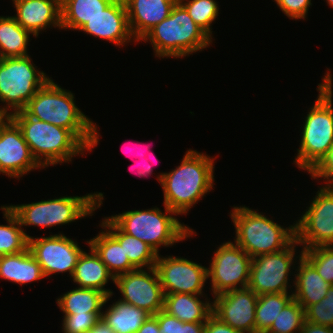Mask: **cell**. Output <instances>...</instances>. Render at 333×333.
Wrapping results in <instances>:
<instances>
[{"label": "cell", "instance_id": "obj_48", "mask_svg": "<svg viewBox=\"0 0 333 333\" xmlns=\"http://www.w3.org/2000/svg\"><path fill=\"white\" fill-rule=\"evenodd\" d=\"M141 146H142V145H141ZM147 150H149V151L151 150V147L148 146V145H147ZM147 150H146V151H147ZM140 151H141V150H140ZM136 152H137V151H136ZM142 152H143V151H142ZM142 152L139 153V154H138V152H137L136 155L134 154V155L136 156V159H137L138 157H140V156L143 154ZM147 153H148V152H147ZM149 153H150V152H149ZM129 155H130V154H129Z\"/></svg>", "mask_w": 333, "mask_h": 333}, {"label": "cell", "instance_id": "obj_17", "mask_svg": "<svg viewBox=\"0 0 333 333\" xmlns=\"http://www.w3.org/2000/svg\"><path fill=\"white\" fill-rule=\"evenodd\" d=\"M212 314L243 333H255L258 295L250 288L231 290L214 296Z\"/></svg>", "mask_w": 333, "mask_h": 333}, {"label": "cell", "instance_id": "obj_29", "mask_svg": "<svg viewBox=\"0 0 333 333\" xmlns=\"http://www.w3.org/2000/svg\"><path fill=\"white\" fill-rule=\"evenodd\" d=\"M114 0H61V29L79 30Z\"/></svg>", "mask_w": 333, "mask_h": 333}, {"label": "cell", "instance_id": "obj_13", "mask_svg": "<svg viewBox=\"0 0 333 333\" xmlns=\"http://www.w3.org/2000/svg\"><path fill=\"white\" fill-rule=\"evenodd\" d=\"M155 263L164 294L187 293L203 296L208 268L181 257H163ZM162 257V258H161Z\"/></svg>", "mask_w": 333, "mask_h": 333}, {"label": "cell", "instance_id": "obj_26", "mask_svg": "<svg viewBox=\"0 0 333 333\" xmlns=\"http://www.w3.org/2000/svg\"><path fill=\"white\" fill-rule=\"evenodd\" d=\"M108 271L114 276L131 272L136 268L130 263L120 243L106 230L87 241Z\"/></svg>", "mask_w": 333, "mask_h": 333}, {"label": "cell", "instance_id": "obj_10", "mask_svg": "<svg viewBox=\"0 0 333 333\" xmlns=\"http://www.w3.org/2000/svg\"><path fill=\"white\" fill-rule=\"evenodd\" d=\"M319 189L307 211L294 223L295 240L303 249L333 246V186Z\"/></svg>", "mask_w": 333, "mask_h": 333}, {"label": "cell", "instance_id": "obj_21", "mask_svg": "<svg viewBox=\"0 0 333 333\" xmlns=\"http://www.w3.org/2000/svg\"><path fill=\"white\" fill-rule=\"evenodd\" d=\"M299 254V266L297 274H295L294 288L292 291L293 299H295L304 310L310 305L318 303L327 294L330 284H328L317 272L315 267L302 255Z\"/></svg>", "mask_w": 333, "mask_h": 333}, {"label": "cell", "instance_id": "obj_42", "mask_svg": "<svg viewBox=\"0 0 333 333\" xmlns=\"http://www.w3.org/2000/svg\"><path fill=\"white\" fill-rule=\"evenodd\" d=\"M300 333H333V328L304 321Z\"/></svg>", "mask_w": 333, "mask_h": 333}, {"label": "cell", "instance_id": "obj_33", "mask_svg": "<svg viewBox=\"0 0 333 333\" xmlns=\"http://www.w3.org/2000/svg\"><path fill=\"white\" fill-rule=\"evenodd\" d=\"M305 321V310L292 299L279 313L266 333H300Z\"/></svg>", "mask_w": 333, "mask_h": 333}, {"label": "cell", "instance_id": "obj_6", "mask_svg": "<svg viewBox=\"0 0 333 333\" xmlns=\"http://www.w3.org/2000/svg\"><path fill=\"white\" fill-rule=\"evenodd\" d=\"M231 212L236 233L234 243L252 258L282 251L295 240V224L281 227L263 213L245 206H234Z\"/></svg>", "mask_w": 333, "mask_h": 333}, {"label": "cell", "instance_id": "obj_41", "mask_svg": "<svg viewBox=\"0 0 333 333\" xmlns=\"http://www.w3.org/2000/svg\"><path fill=\"white\" fill-rule=\"evenodd\" d=\"M204 333H243L221 322L213 314L205 322Z\"/></svg>", "mask_w": 333, "mask_h": 333}, {"label": "cell", "instance_id": "obj_43", "mask_svg": "<svg viewBox=\"0 0 333 333\" xmlns=\"http://www.w3.org/2000/svg\"><path fill=\"white\" fill-rule=\"evenodd\" d=\"M149 157L151 156H153L154 157V155H152L151 153H149V155H148ZM139 158H141L142 160L141 161H144L143 163L144 164H138L139 166V168L136 170L137 172V174H138V176L139 177H147V176H149V175H151L152 174V172H153V167H152V165H151V163H150V160L148 161V157H147V155L145 154L144 155V153L139 157ZM132 169L134 170V168L132 167ZM136 169V168H135Z\"/></svg>", "mask_w": 333, "mask_h": 333}, {"label": "cell", "instance_id": "obj_5", "mask_svg": "<svg viewBox=\"0 0 333 333\" xmlns=\"http://www.w3.org/2000/svg\"><path fill=\"white\" fill-rule=\"evenodd\" d=\"M140 41L151 42L155 57H186L202 51L212 39L195 24L185 7L176 3L170 15Z\"/></svg>", "mask_w": 333, "mask_h": 333}, {"label": "cell", "instance_id": "obj_49", "mask_svg": "<svg viewBox=\"0 0 333 333\" xmlns=\"http://www.w3.org/2000/svg\"><path fill=\"white\" fill-rule=\"evenodd\" d=\"M327 4L333 8V0H326Z\"/></svg>", "mask_w": 333, "mask_h": 333}, {"label": "cell", "instance_id": "obj_18", "mask_svg": "<svg viewBox=\"0 0 333 333\" xmlns=\"http://www.w3.org/2000/svg\"><path fill=\"white\" fill-rule=\"evenodd\" d=\"M96 38L110 41L116 46L135 41L128 25L126 6L123 0H114L103 12L85 23L79 31Z\"/></svg>", "mask_w": 333, "mask_h": 333}, {"label": "cell", "instance_id": "obj_8", "mask_svg": "<svg viewBox=\"0 0 333 333\" xmlns=\"http://www.w3.org/2000/svg\"><path fill=\"white\" fill-rule=\"evenodd\" d=\"M103 193L85 196H63L31 204L9 205L21 226L54 227L65 225L81 218L92 216L101 207Z\"/></svg>", "mask_w": 333, "mask_h": 333}, {"label": "cell", "instance_id": "obj_16", "mask_svg": "<svg viewBox=\"0 0 333 333\" xmlns=\"http://www.w3.org/2000/svg\"><path fill=\"white\" fill-rule=\"evenodd\" d=\"M42 167L33 157L21 129L8 117L0 126V173L19 179Z\"/></svg>", "mask_w": 333, "mask_h": 333}, {"label": "cell", "instance_id": "obj_40", "mask_svg": "<svg viewBox=\"0 0 333 333\" xmlns=\"http://www.w3.org/2000/svg\"><path fill=\"white\" fill-rule=\"evenodd\" d=\"M159 324L161 333H181V321L164 310L153 315Z\"/></svg>", "mask_w": 333, "mask_h": 333}, {"label": "cell", "instance_id": "obj_46", "mask_svg": "<svg viewBox=\"0 0 333 333\" xmlns=\"http://www.w3.org/2000/svg\"><path fill=\"white\" fill-rule=\"evenodd\" d=\"M88 333H114V332L102 319H100Z\"/></svg>", "mask_w": 333, "mask_h": 333}, {"label": "cell", "instance_id": "obj_47", "mask_svg": "<svg viewBox=\"0 0 333 333\" xmlns=\"http://www.w3.org/2000/svg\"><path fill=\"white\" fill-rule=\"evenodd\" d=\"M8 117H9L8 115L4 114L3 112H0V126Z\"/></svg>", "mask_w": 333, "mask_h": 333}, {"label": "cell", "instance_id": "obj_35", "mask_svg": "<svg viewBox=\"0 0 333 333\" xmlns=\"http://www.w3.org/2000/svg\"><path fill=\"white\" fill-rule=\"evenodd\" d=\"M302 255L328 284L333 285V246L303 249Z\"/></svg>", "mask_w": 333, "mask_h": 333}, {"label": "cell", "instance_id": "obj_14", "mask_svg": "<svg viewBox=\"0 0 333 333\" xmlns=\"http://www.w3.org/2000/svg\"><path fill=\"white\" fill-rule=\"evenodd\" d=\"M28 248L40 264L45 277L65 272H69L72 277L77 260L83 252L77 242L62 233L41 238L31 236Z\"/></svg>", "mask_w": 333, "mask_h": 333}, {"label": "cell", "instance_id": "obj_22", "mask_svg": "<svg viewBox=\"0 0 333 333\" xmlns=\"http://www.w3.org/2000/svg\"><path fill=\"white\" fill-rule=\"evenodd\" d=\"M109 279L114 283V276L91 247L90 253L83 251L80 254L72 276L79 288L97 289L108 296L113 294L110 289L104 288Z\"/></svg>", "mask_w": 333, "mask_h": 333}, {"label": "cell", "instance_id": "obj_38", "mask_svg": "<svg viewBox=\"0 0 333 333\" xmlns=\"http://www.w3.org/2000/svg\"><path fill=\"white\" fill-rule=\"evenodd\" d=\"M282 12L290 19H305L311 0H274Z\"/></svg>", "mask_w": 333, "mask_h": 333}, {"label": "cell", "instance_id": "obj_3", "mask_svg": "<svg viewBox=\"0 0 333 333\" xmlns=\"http://www.w3.org/2000/svg\"><path fill=\"white\" fill-rule=\"evenodd\" d=\"M9 117L21 129L33 157L43 168L71 162L73 156L91 151L71 130L30 117L24 110Z\"/></svg>", "mask_w": 333, "mask_h": 333}, {"label": "cell", "instance_id": "obj_31", "mask_svg": "<svg viewBox=\"0 0 333 333\" xmlns=\"http://www.w3.org/2000/svg\"><path fill=\"white\" fill-rule=\"evenodd\" d=\"M8 225H0V256L23 252L31 237L21 228L17 216L7 206H1Z\"/></svg>", "mask_w": 333, "mask_h": 333}, {"label": "cell", "instance_id": "obj_1", "mask_svg": "<svg viewBox=\"0 0 333 333\" xmlns=\"http://www.w3.org/2000/svg\"><path fill=\"white\" fill-rule=\"evenodd\" d=\"M213 159L189 149L176 169L157 176L163 188L164 205L177 215L186 214L210 192L214 185Z\"/></svg>", "mask_w": 333, "mask_h": 333}, {"label": "cell", "instance_id": "obj_24", "mask_svg": "<svg viewBox=\"0 0 333 333\" xmlns=\"http://www.w3.org/2000/svg\"><path fill=\"white\" fill-rule=\"evenodd\" d=\"M0 277L23 285L45 276L40 264L27 248L23 252L0 256Z\"/></svg>", "mask_w": 333, "mask_h": 333}, {"label": "cell", "instance_id": "obj_4", "mask_svg": "<svg viewBox=\"0 0 333 333\" xmlns=\"http://www.w3.org/2000/svg\"><path fill=\"white\" fill-rule=\"evenodd\" d=\"M318 84L319 95L308 111L301 132L295 165L309 173L333 145L332 76L326 73Z\"/></svg>", "mask_w": 333, "mask_h": 333}, {"label": "cell", "instance_id": "obj_11", "mask_svg": "<svg viewBox=\"0 0 333 333\" xmlns=\"http://www.w3.org/2000/svg\"><path fill=\"white\" fill-rule=\"evenodd\" d=\"M217 248L211 259L210 267H208L212 295L247 288L252 257L240 246L230 241Z\"/></svg>", "mask_w": 333, "mask_h": 333}, {"label": "cell", "instance_id": "obj_37", "mask_svg": "<svg viewBox=\"0 0 333 333\" xmlns=\"http://www.w3.org/2000/svg\"><path fill=\"white\" fill-rule=\"evenodd\" d=\"M102 313H85L64 315V333H88L94 325L101 319Z\"/></svg>", "mask_w": 333, "mask_h": 333}, {"label": "cell", "instance_id": "obj_23", "mask_svg": "<svg viewBox=\"0 0 333 333\" xmlns=\"http://www.w3.org/2000/svg\"><path fill=\"white\" fill-rule=\"evenodd\" d=\"M196 294H164V311L182 322H206L212 315L213 303L201 301Z\"/></svg>", "mask_w": 333, "mask_h": 333}, {"label": "cell", "instance_id": "obj_39", "mask_svg": "<svg viewBox=\"0 0 333 333\" xmlns=\"http://www.w3.org/2000/svg\"><path fill=\"white\" fill-rule=\"evenodd\" d=\"M309 174L313 179L327 180L326 186H333V145Z\"/></svg>", "mask_w": 333, "mask_h": 333}, {"label": "cell", "instance_id": "obj_44", "mask_svg": "<svg viewBox=\"0 0 333 333\" xmlns=\"http://www.w3.org/2000/svg\"><path fill=\"white\" fill-rule=\"evenodd\" d=\"M137 333H161L157 319L151 315L138 329Z\"/></svg>", "mask_w": 333, "mask_h": 333}, {"label": "cell", "instance_id": "obj_30", "mask_svg": "<svg viewBox=\"0 0 333 333\" xmlns=\"http://www.w3.org/2000/svg\"><path fill=\"white\" fill-rule=\"evenodd\" d=\"M30 31L23 29L12 16H0V56H28L27 46Z\"/></svg>", "mask_w": 333, "mask_h": 333}, {"label": "cell", "instance_id": "obj_20", "mask_svg": "<svg viewBox=\"0 0 333 333\" xmlns=\"http://www.w3.org/2000/svg\"><path fill=\"white\" fill-rule=\"evenodd\" d=\"M128 25L135 42L141 40L153 27L167 18L174 0H123Z\"/></svg>", "mask_w": 333, "mask_h": 333}, {"label": "cell", "instance_id": "obj_12", "mask_svg": "<svg viewBox=\"0 0 333 333\" xmlns=\"http://www.w3.org/2000/svg\"><path fill=\"white\" fill-rule=\"evenodd\" d=\"M297 244L298 242L294 240L282 251L252 258L248 288L258 296L290 293L287 291L290 287L288 280Z\"/></svg>", "mask_w": 333, "mask_h": 333}, {"label": "cell", "instance_id": "obj_9", "mask_svg": "<svg viewBox=\"0 0 333 333\" xmlns=\"http://www.w3.org/2000/svg\"><path fill=\"white\" fill-rule=\"evenodd\" d=\"M43 71H38L30 56L2 58L0 62V102L7 106L0 112L10 116L23 111L31 98L49 80ZM8 107V108H7ZM12 112H7L10 110Z\"/></svg>", "mask_w": 333, "mask_h": 333}, {"label": "cell", "instance_id": "obj_7", "mask_svg": "<svg viewBox=\"0 0 333 333\" xmlns=\"http://www.w3.org/2000/svg\"><path fill=\"white\" fill-rule=\"evenodd\" d=\"M165 213L159 208L125 211L109 217L124 233L140 239L159 254V247L193 236V229L179 222L172 215L177 213L164 205Z\"/></svg>", "mask_w": 333, "mask_h": 333}, {"label": "cell", "instance_id": "obj_27", "mask_svg": "<svg viewBox=\"0 0 333 333\" xmlns=\"http://www.w3.org/2000/svg\"><path fill=\"white\" fill-rule=\"evenodd\" d=\"M97 289L75 288L57 298V304L64 315L102 313V307L112 297Z\"/></svg>", "mask_w": 333, "mask_h": 333}, {"label": "cell", "instance_id": "obj_15", "mask_svg": "<svg viewBox=\"0 0 333 333\" xmlns=\"http://www.w3.org/2000/svg\"><path fill=\"white\" fill-rule=\"evenodd\" d=\"M114 283L122 293L121 301L144 309L151 315L164 309V292L155 267L148 268V272L136 269L118 275Z\"/></svg>", "mask_w": 333, "mask_h": 333}, {"label": "cell", "instance_id": "obj_34", "mask_svg": "<svg viewBox=\"0 0 333 333\" xmlns=\"http://www.w3.org/2000/svg\"><path fill=\"white\" fill-rule=\"evenodd\" d=\"M186 1V2H185ZM181 4L188 11L189 16L193 19L211 39V24L218 16L219 6L216 0H185Z\"/></svg>", "mask_w": 333, "mask_h": 333}, {"label": "cell", "instance_id": "obj_45", "mask_svg": "<svg viewBox=\"0 0 333 333\" xmlns=\"http://www.w3.org/2000/svg\"><path fill=\"white\" fill-rule=\"evenodd\" d=\"M205 322H182L181 333H204Z\"/></svg>", "mask_w": 333, "mask_h": 333}, {"label": "cell", "instance_id": "obj_25", "mask_svg": "<svg viewBox=\"0 0 333 333\" xmlns=\"http://www.w3.org/2000/svg\"><path fill=\"white\" fill-rule=\"evenodd\" d=\"M101 227H103L102 230L106 229L120 243L125 255L136 269L155 267L158 253L148 244L124 233L109 217L102 221Z\"/></svg>", "mask_w": 333, "mask_h": 333}, {"label": "cell", "instance_id": "obj_32", "mask_svg": "<svg viewBox=\"0 0 333 333\" xmlns=\"http://www.w3.org/2000/svg\"><path fill=\"white\" fill-rule=\"evenodd\" d=\"M293 299L289 293H271L258 296L255 312V333H266L280 311Z\"/></svg>", "mask_w": 333, "mask_h": 333}, {"label": "cell", "instance_id": "obj_50", "mask_svg": "<svg viewBox=\"0 0 333 333\" xmlns=\"http://www.w3.org/2000/svg\"><path fill=\"white\" fill-rule=\"evenodd\" d=\"M183 1H185V0H174L175 3H180V4H181Z\"/></svg>", "mask_w": 333, "mask_h": 333}, {"label": "cell", "instance_id": "obj_28", "mask_svg": "<svg viewBox=\"0 0 333 333\" xmlns=\"http://www.w3.org/2000/svg\"><path fill=\"white\" fill-rule=\"evenodd\" d=\"M150 316L144 309L117 300L102 312L101 319L114 333H137Z\"/></svg>", "mask_w": 333, "mask_h": 333}, {"label": "cell", "instance_id": "obj_19", "mask_svg": "<svg viewBox=\"0 0 333 333\" xmlns=\"http://www.w3.org/2000/svg\"><path fill=\"white\" fill-rule=\"evenodd\" d=\"M16 16H12L23 28L37 37L40 31L50 27L61 28V0H12Z\"/></svg>", "mask_w": 333, "mask_h": 333}, {"label": "cell", "instance_id": "obj_36", "mask_svg": "<svg viewBox=\"0 0 333 333\" xmlns=\"http://www.w3.org/2000/svg\"><path fill=\"white\" fill-rule=\"evenodd\" d=\"M305 321L333 328V285L321 301L305 310Z\"/></svg>", "mask_w": 333, "mask_h": 333}, {"label": "cell", "instance_id": "obj_2", "mask_svg": "<svg viewBox=\"0 0 333 333\" xmlns=\"http://www.w3.org/2000/svg\"><path fill=\"white\" fill-rule=\"evenodd\" d=\"M24 111L35 119L71 130L91 151L98 144L97 125L75 105L74 95L50 79Z\"/></svg>", "mask_w": 333, "mask_h": 333}]
</instances>
